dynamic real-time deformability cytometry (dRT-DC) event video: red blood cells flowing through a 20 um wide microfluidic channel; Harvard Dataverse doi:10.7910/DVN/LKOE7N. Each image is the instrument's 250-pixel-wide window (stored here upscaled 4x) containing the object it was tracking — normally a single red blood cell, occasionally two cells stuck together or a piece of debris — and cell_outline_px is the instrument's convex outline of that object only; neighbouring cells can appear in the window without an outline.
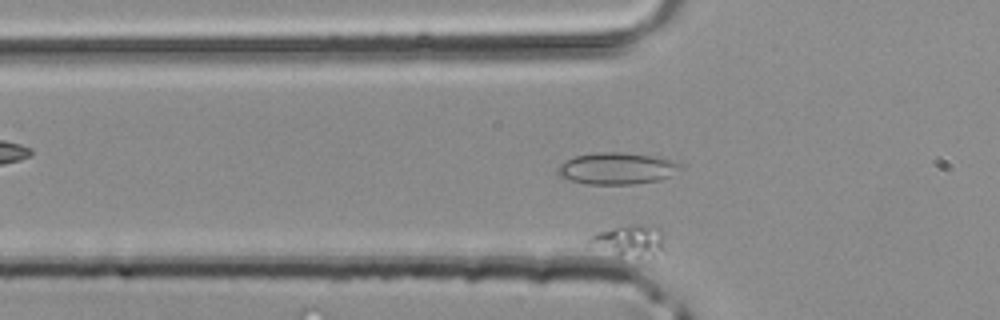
{"species": "common noctule bat (a hibernating species)", "species_latin": "Nyctalus noctula", "temperature_condition": "room temperature", "stored_images_in_passage": 33, "camera_frame_rate_fps": 3000, "um_per_image_px": 0.085, "animal": {"sex": "male", "body_mass_g": 20.4}, "frame": {"image": 1, "passage_image": 7, "time_ms": 2.0, "image_size_px": [1000, 320], "cell_outline_px": [[664, 252], [620, 256], [616, 256], [584, 244], [584, 240], [588, 236], [596, 232], [628, 224], [640, 224], [660, 228], [664, 232]], "centroid_in_image_um": [53.4, 20.42], "position_along_channel_um": 72.4, "area_um2": 14.1}}